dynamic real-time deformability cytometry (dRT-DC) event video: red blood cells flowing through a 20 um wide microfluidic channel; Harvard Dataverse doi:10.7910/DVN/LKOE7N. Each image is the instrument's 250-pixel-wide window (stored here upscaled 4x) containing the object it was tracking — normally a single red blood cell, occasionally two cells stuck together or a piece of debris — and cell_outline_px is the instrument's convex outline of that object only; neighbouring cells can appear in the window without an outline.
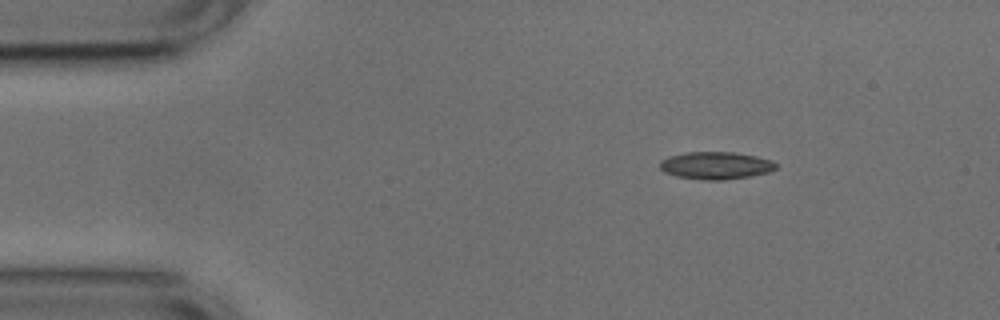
{"species": "common noctule bat (a hibernating species)", "species_latin": "Nyctalus noctula", "temperature_condition": "cold", "stored_images_in_passage": 46, "camera_frame_rate_fps": 3000, "um_per_image_px": 0.085, "animal": {"sex": "male", "body_mass_g": 17.9, "forearm_length_mm": 54.2}, "frame": {"image": 1, "passage_image": 1, "time_ms": 0.0, "image_size_px": [1000, 320], "cell_outline_px": [[776, 168], [768, 172], [748, 176], [724, 180], [704, 180], [676, 176], [664, 172], [660, 168], [660, 160], [668, 156], [684, 152], [732, 152], [756, 156], [772, 160], [776, 164]], "centroid_in_image_um": [60.8, 14.06], "position_along_channel_um": 24.2, "area_um2": 18.55}}
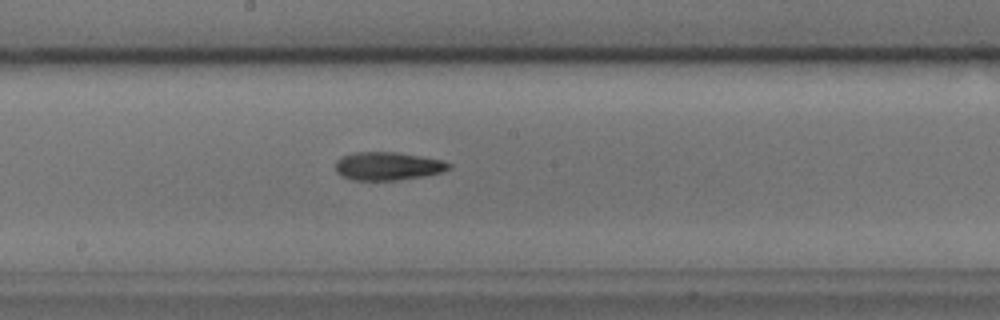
{"frame": {"image": 2, "passage_image": 21, "time_ms": 6.667, "image_size_px": [1000, 320], "cell_outline_px": [[452, 168], [440, 172], [424, 176], [396, 180], [352, 180], [340, 176], [336, 172], [336, 160], [340, 156], [352, 152], [400, 152], [444, 160], [452, 164]], "centroid_in_image_um": [32.95, 14.11], "position_along_channel_um": 215.2, "area_um2": 18.96}}
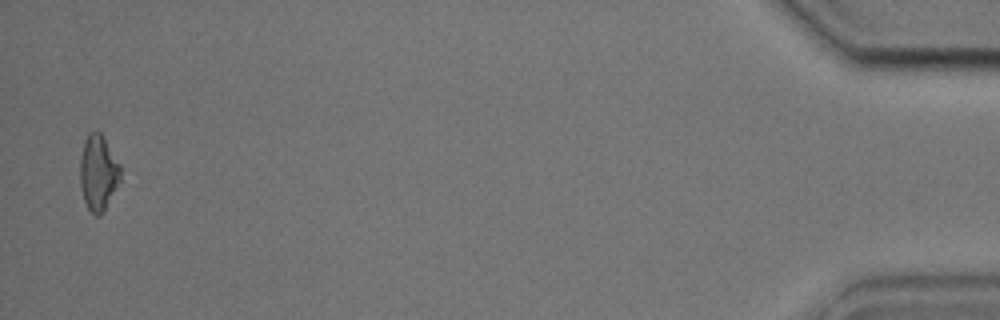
{"frame": {"image": 3, "passage_image": 45, "time_ms": 14.667, "image_size_px": [1000, 320], "cell_outline_px": [[120, 180], [104, 212], [100, 216], [96, 216], [88, 208], [84, 200], [80, 184], [80, 156], [84, 140], [88, 132], [96, 128], [104, 136], [120, 164]], "centroid_in_image_um": [8.34, 14.63], "position_along_channel_um": 426.9, "area_um2": 18.09}, "authors_computed_cell_mechanics": {"area_um2": 18.2937, "velocity_mm_per_s": 3.7772, "shape_relaxation_time_tau1_ms": 4.2459, "shape_relaxation_time_tau2_ms": null, "deformation_change_tau1": 0.1239, "deformation_change_tau2": null}}